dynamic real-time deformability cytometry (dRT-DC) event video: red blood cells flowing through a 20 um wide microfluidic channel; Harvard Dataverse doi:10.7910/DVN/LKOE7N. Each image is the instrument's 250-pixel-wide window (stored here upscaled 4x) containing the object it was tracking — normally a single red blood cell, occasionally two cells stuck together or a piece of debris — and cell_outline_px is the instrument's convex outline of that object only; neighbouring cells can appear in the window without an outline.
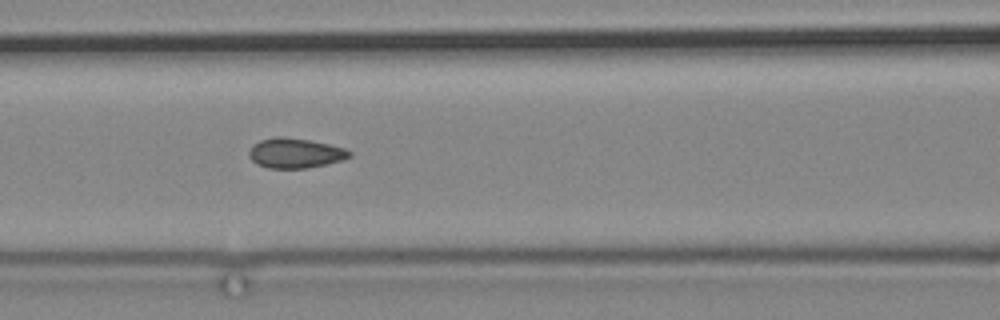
{"species": "common noctule bat (a hibernating species)", "species_latin": "Nyctalus noctula", "temperature_condition": "cold", "stored_images_in_passage": 6, "camera_frame_rate_fps": 3000, "um_per_image_px": 0.085, "animal": {"sex": "male", "body_mass_g": 19.2, "forearm_length_mm": 51.8}, "frame": {"image": 1, "passage_image": 4, "time_ms": 3.333, "image_size_px": [1000, 320], "cell_outline_px": [[352, 156], [344, 160], [304, 168], [268, 168], [256, 164], [248, 156], [248, 152], [252, 144], [260, 140], [276, 136], [284, 136], [308, 140], [328, 144], [344, 148], [352, 152]], "centroid_in_image_um": [25.06, 13.01], "position_along_channel_um": 141.5, "area_um2": 17.57}}
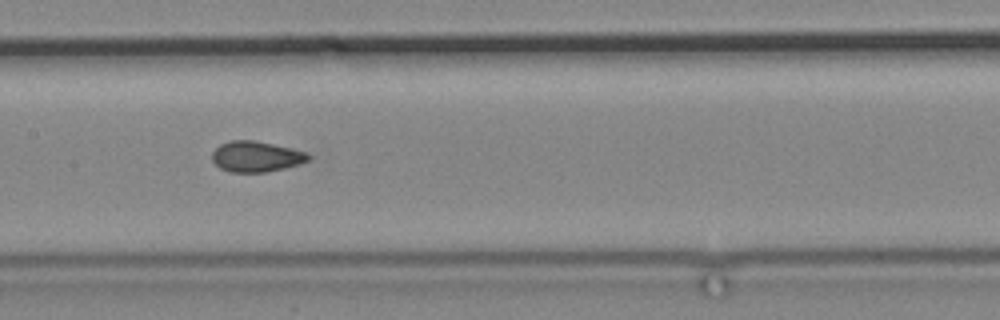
{"frame": {"image": 2, "passage_image": 5, "time_ms": 4.667, "image_size_px": [1000, 320], "cell_outline_px": [[312, 156], [308, 160], [300, 164], [268, 172], [228, 172], [220, 168], [212, 160], [212, 152], [220, 144], [228, 140], [252, 140], [272, 144], [308, 152]], "centroid_in_image_um": [21.77, 13.31], "position_along_channel_um": 185.6, "area_um2": 17.28}}
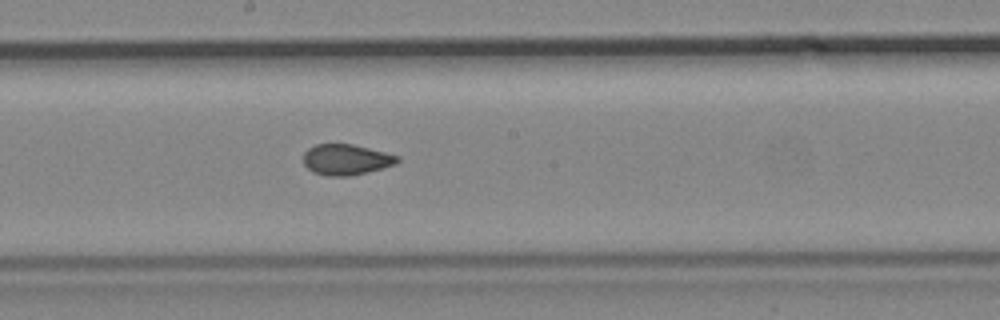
{"frame": {"image": 3, "passage_image": 6, "time_ms": 5.667, "image_size_px": [1000, 320], "cell_outline_px": [[400, 160], [396, 164], [348, 176], [328, 176], [312, 172], [304, 164], [304, 152], [308, 148], [316, 144], [352, 144], [400, 156]], "centroid_in_image_um": [29.4, 13.56], "position_along_channel_um": 218.8, "area_um2": 16.65}}